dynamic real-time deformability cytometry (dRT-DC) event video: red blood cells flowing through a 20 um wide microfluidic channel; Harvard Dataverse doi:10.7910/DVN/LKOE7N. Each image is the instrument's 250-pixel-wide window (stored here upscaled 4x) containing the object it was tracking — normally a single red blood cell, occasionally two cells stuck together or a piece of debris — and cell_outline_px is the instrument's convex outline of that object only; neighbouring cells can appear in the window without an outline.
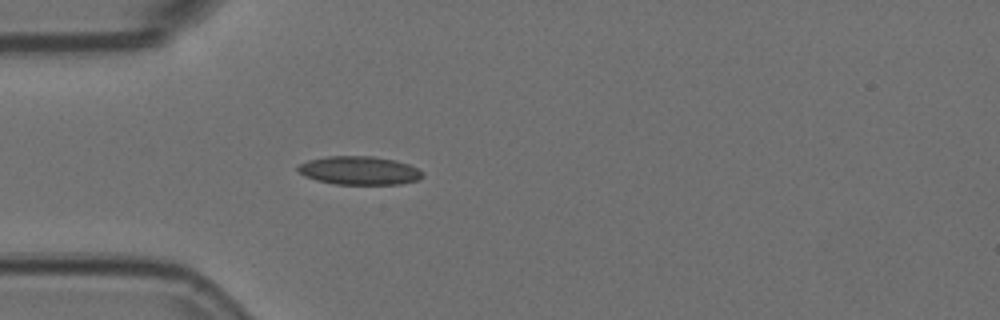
{"species": "Egyptian fruit bat (a non-hibernating species)", "species_latin": "Rousettus aegyptiacus", "temperature_condition": "room temperature", "stored_images_in_passage": 40, "camera_frame_rate_fps": 3000, "um_per_image_px": 0.085, "animal": {"sex": "female"}, "frame": {"image": 1, "passage_image": 1, "time_ms": 0.0, "image_size_px": [1000, 320], "cell_outline_px": [[424, 176], [416, 180], [400, 184], [336, 184], [316, 180], [304, 176], [296, 168], [300, 164], [308, 160], [328, 156], [372, 156], [396, 160], [408, 164], [416, 168]], "centroid_in_image_um": [30.51, 14.49], "position_along_channel_um": 54.5, "area_um2": 20.52}}
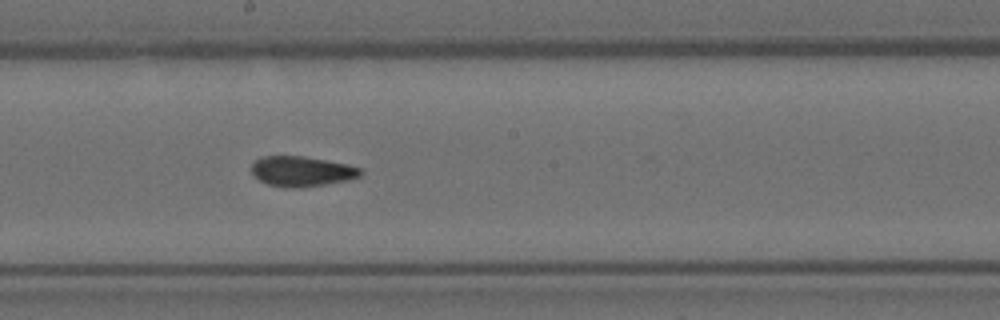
{"frame": {"image": 2, "passage_image": 15, "time_ms": 4.667, "image_size_px": [1000, 320], "cell_outline_px": [[364, 172], [360, 176], [348, 180], [324, 184], [296, 188], [284, 188], [268, 184], [252, 176], [252, 164], [260, 156], [304, 156], [348, 164], [360, 168]], "centroid_in_image_um": [25.63, 14.56], "position_along_channel_um": 222.6, "area_um2": 19.25}}
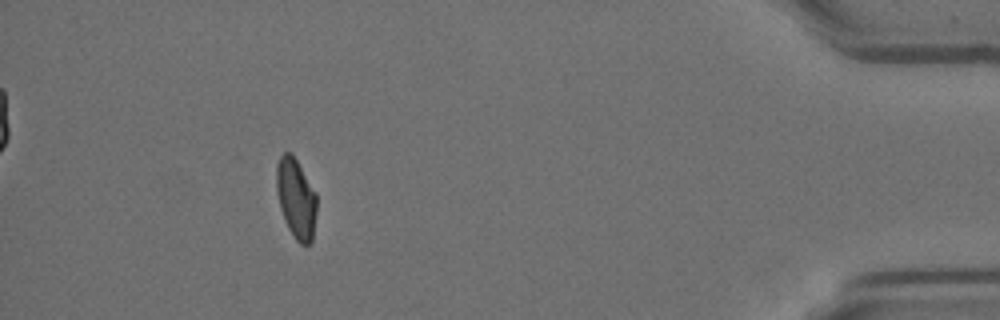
{"frame": {"image": 3, "passage_image": 35, "time_ms": 11.333, "image_size_px": [1000, 320], "cell_outline_px": [[316, 212], [312, 240], [308, 244], [300, 244], [296, 240], [288, 228], [284, 220], [280, 208], [276, 188], [276, 164], [280, 156], [284, 152], [292, 152], [316, 192]], "centroid_in_image_um": [25.15, 16.84], "position_along_channel_um": 410.0, "area_um2": 18.84}, "authors_computed_cell_mechanics": {"area_um2": 19.4208, "velocity_mm_per_s": 3.6996, "shape_relaxation_time_tau1_ms": null, "shape_relaxation_time_tau2_ms": 2.1657, "deformation_change_tau1": null, "deformation_change_tau2": 0.0818}}